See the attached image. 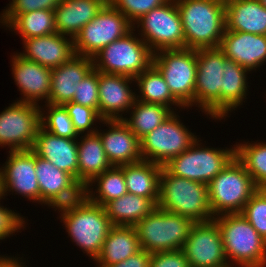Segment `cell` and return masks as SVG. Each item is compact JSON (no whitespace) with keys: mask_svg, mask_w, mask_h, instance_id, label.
<instances>
[{"mask_svg":"<svg viewBox=\"0 0 266 267\" xmlns=\"http://www.w3.org/2000/svg\"><path fill=\"white\" fill-rule=\"evenodd\" d=\"M21 260L15 259V257L13 256V258L11 257H7L1 264L0 267H24V265L22 264V262H20ZM22 264V265H21Z\"/></svg>","mask_w":266,"mask_h":267,"instance_id":"47","label":"cell"},{"mask_svg":"<svg viewBox=\"0 0 266 267\" xmlns=\"http://www.w3.org/2000/svg\"><path fill=\"white\" fill-rule=\"evenodd\" d=\"M200 141L197 139L189 149L163 167L172 175L208 185L236 157V147L225 150L204 148Z\"/></svg>","mask_w":266,"mask_h":267,"instance_id":"8","label":"cell"},{"mask_svg":"<svg viewBox=\"0 0 266 267\" xmlns=\"http://www.w3.org/2000/svg\"><path fill=\"white\" fill-rule=\"evenodd\" d=\"M141 39L153 54L161 50L185 48L182 19L175 0L152 9L137 22Z\"/></svg>","mask_w":266,"mask_h":267,"instance_id":"10","label":"cell"},{"mask_svg":"<svg viewBox=\"0 0 266 267\" xmlns=\"http://www.w3.org/2000/svg\"><path fill=\"white\" fill-rule=\"evenodd\" d=\"M162 167L146 160L123 165L128 193L150 198L157 205Z\"/></svg>","mask_w":266,"mask_h":267,"instance_id":"26","label":"cell"},{"mask_svg":"<svg viewBox=\"0 0 266 267\" xmlns=\"http://www.w3.org/2000/svg\"><path fill=\"white\" fill-rule=\"evenodd\" d=\"M193 224L187 217L156 207L144 219L138 221L134 228L141 249L156 253L182 249Z\"/></svg>","mask_w":266,"mask_h":267,"instance_id":"5","label":"cell"},{"mask_svg":"<svg viewBox=\"0 0 266 267\" xmlns=\"http://www.w3.org/2000/svg\"><path fill=\"white\" fill-rule=\"evenodd\" d=\"M134 78L99 72V106L98 113L103 120H122L120 112L128 111L136 100L128 83Z\"/></svg>","mask_w":266,"mask_h":267,"instance_id":"17","label":"cell"},{"mask_svg":"<svg viewBox=\"0 0 266 267\" xmlns=\"http://www.w3.org/2000/svg\"><path fill=\"white\" fill-rule=\"evenodd\" d=\"M97 182L96 193L90 191V201L92 203L105 206L108 202L118 199L128 193L125 184L123 165L112 166L100 175L96 176L90 186ZM96 194V196L94 195Z\"/></svg>","mask_w":266,"mask_h":267,"instance_id":"35","label":"cell"},{"mask_svg":"<svg viewBox=\"0 0 266 267\" xmlns=\"http://www.w3.org/2000/svg\"><path fill=\"white\" fill-rule=\"evenodd\" d=\"M93 68V58L74 55L68 62L52 69L51 89L47 103L71 102L78 84Z\"/></svg>","mask_w":266,"mask_h":267,"instance_id":"23","label":"cell"},{"mask_svg":"<svg viewBox=\"0 0 266 267\" xmlns=\"http://www.w3.org/2000/svg\"><path fill=\"white\" fill-rule=\"evenodd\" d=\"M130 118H123L122 121L134 132L139 140L156 127L163 123L174 110L165 105L146 103L135 100L131 107Z\"/></svg>","mask_w":266,"mask_h":267,"instance_id":"32","label":"cell"},{"mask_svg":"<svg viewBox=\"0 0 266 267\" xmlns=\"http://www.w3.org/2000/svg\"><path fill=\"white\" fill-rule=\"evenodd\" d=\"M152 64L160 71L172 95L184 106L194 104L197 50L171 49L153 54Z\"/></svg>","mask_w":266,"mask_h":267,"instance_id":"7","label":"cell"},{"mask_svg":"<svg viewBox=\"0 0 266 267\" xmlns=\"http://www.w3.org/2000/svg\"><path fill=\"white\" fill-rule=\"evenodd\" d=\"M48 112L45 116L41 111V127L47 132L68 139H77L73 123L64 105L47 103Z\"/></svg>","mask_w":266,"mask_h":267,"instance_id":"38","label":"cell"},{"mask_svg":"<svg viewBox=\"0 0 266 267\" xmlns=\"http://www.w3.org/2000/svg\"><path fill=\"white\" fill-rule=\"evenodd\" d=\"M64 106L78 135L84 133L86 130V134H94L97 132V128L96 130L95 127L93 129L92 125H96L94 122L97 120L102 122L103 119L95 109L74 103L72 101L65 103Z\"/></svg>","mask_w":266,"mask_h":267,"instance_id":"40","label":"cell"},{"mask_svg":"<svg viewBox=\"0 0 266 267\" xmlns=\"http://www.w3.org/2000/svg\"><path fill=\"white\" fill-rule=\"evenodd\" d=\"M62 217V218H61ZM68 235L94 261L100 255L104 241L113 227L103 206L90 200L71 213L60 216Z\"/></svg>","mask_w":266,"mask_h":267,"instance_id":"9","label":"cell"},{"mask_svg":"<svg viewBox=\"0 0 266 267\" xmlns=\"http://www.w3.org/2000/svg\"><path fill=\"white\" fill-rule=\"evenodd\" d=\"M141 250L134 226H113L96 258L98 265H111L126 260Z\"/></svg>","mask_w":266,"mask_h":267,"instance_id":"27","label":"cell"},{"mask_svg":"<svg viewBox=\"0 0 266 267\" xmlns=\"http://www.w3.org/2000/svg\"><path fill=\"white\" fill-rule=\"evenodd\" d=\"M90 183L75 179L70 185L55 194L47 203L62 213L61 216L82 208L90 200Z\"/></svg>","mask_w":266,"mask_h":267,"instance_id":"37","label":"cell"},{"mask_svg":"<svg viewBox=\"0 0 266 267\" xmlns=\"http://www.w3.org/2000/svg\"><path fill=\"white\" fill-rule=\"evenodd\" d=\"M35 173L39 184V203L46 204L55 194L70 185L75 178L36 155Z\"/></svg>","mask_w":266,"mask_h":267,"instance_id":"34","label":"cell"},{"mask_svg":"<svg viewBox=\"0 0 266 267\" xmlns=\"http://www.w3.org/2000/svg\"><path fill=\"white\" fill-rule=\"evenodd\" d=\"M99 71L94 67L79 82L72 102L91 107L98 112L99 106Z\"/></svg>","mask_w":266,"mask_h":267,"instance_id":"41","label":"cell"},{"mask_svg":"<svg viewBox=\"0 0 266 267\" xmlns=\"http://www.w3.org/2000/svg\"><path fill=\"white\" fill-rule=\"evenodd\" d=\"M83 137H80L81 142L77 141L78 179L90 183L112 165L104 152L102 141L97 133L85 134Z\"/></svg>","mask_w":266,"mask_h":267,"instance_id":"29","label":"cell"},{"mask_svg":"<svg viewBox=\"0 0 266 267\" xmlns=\"http://www.w3.org/2000/svg\"><path fill=\"white\" fill-rule=\"evenodd\" d=\"M134 28L122 38L102 48L93 57V67L102 73L135 78L144 72L153 60L148 45L133 35Z\"/></svg>","mask_w":266,"mask_h":267,"instance_id":"6","label":"cell"},{"mask_svg":"<svg viewBox=\"0 0 266 267\" xmlns=\"http://www.w3.org/2000/svg\"><path fill=\"white\" fill-rule=\"evenodd\" d=\"M168 0H108V3L121 12L135 28L137 22L142 16L152 9H155Z\"/></svg>","mask_w":266,"mask_h":267,"instance_id":"42","label":"cell"},{"mask_svg":"<svg viewBox=\"0 0 266 267\" xmlns=\"http://www.w3.org/2000/svg\"><path fill=\"white\" fill-rule=\"evenodd\" d=\"M214 220L219 225L224 253L229 265L266 266V241L244 216L240 213L224 214L214 217Z\"/></svg>","mask_w":266,"mask_h":267,"instance_id":"3","label":"cell"},{"mask_svg":"<svg viewBox=\"0 0 266 267\" xmlns=\"http://www.w3.org/2000/svg\"><path fill=\"white\" fill-rule=\"evenodd\" d=\"M226 29L266 35V8L258 0H225Z\"/></svg>","mask_w":266,"mask_h":267,"instance_id":"25","label":"cell"},{"mask_svg":"<svg viewBox=\"0 0 266 267\" xmlns=\"http://www.w3.org/2000/svg\"><path fill=\"white\" fill-rule=\"evenodd\" d=\"M108 0H62L54 10L57 33L74 39Z\"/></svg>","mask_w":266,"mask_h":267,"instance_id":"24","label":"cell"},{"mask_svg":"<svg viewBox=\"0 0 266 267\" xmlns=\"http://www.w3.org/2000/svg\"><path fill=\"white\" fill-rule=\"evenodd\" d=\"M151 256L152 253L141 249L124 261L111 265H99L97 267H150Z\"/></svg>","mask_w":266,"mask_h":267,"instance_id":"46","label":"cell"},{"mask_svg":"<svg viewBox=\"0 0 266 267\" xmlns=\"http://www.w3.org/2000/svg\"><path fill=\"white\" fill-rule=\"evenodd\" d=\"M150 267H190L182 249L152 253Z\"/></svg>","mask_w":266,"mask_h":267,"instance_id":"44","label":"cell"},{"mask_svg":"<svg viewBox=\"0 0 266 267\" xmlns=\"http://www.w3.org/2000/svg\"><path fill=\"white\" fill-rule=\"evenodd\" d=\"M182 19L185 48H218L226 29L225 0H175Z\"/></svg>","mask_w":266,"mask_h":267,"instance_id":"1","label":"cell"},{"mask_svg":"<svg viewBox=\"0 0 266 267\" xmlns=\"http://www.w3.org/2000/svg\"><path fill=\"white\" fill-rule=\"evenodd\" d=\"M5 166L0 168L1 198L7 191L16 192L39 202V184L35 173L36 154L30 150L9 151Z\"/></svg>","mask_w":266,"mask_h":267,"instance_id":"16","label":"cell"},{"mask_svg":"<svg viewBox=\"0 0 266 267\" xmlns=\"http://www.w3.org/2000/svg\"><path fill=\"white\" fill-rule=\"evenodd\" d=\"M12 74L16 85L21 90L23 101L38 104V101L46 99L48 102L51 89L52 69L24 59L18 53L12 56Z\"/></svg>","mask_w":266,"mask_h":267,"instance_id":"20","label":"cell"},{"mask_svg":"<svg viewBox=\"0 0 266 267\" xmlns=\"http://www.w3.org/2000/svg\"><path fill=\"white\" fill-rule=\"evenodd\" d=\"M6 27L21 34L23 40L57 33L54 10L50 9L19 14Z\"/></svg>","mask_w":266,"mask_h":267,"instance_id":"33","label":"cell"},{"mask_svg":"<svg viewBox=\"0 0 266 267\" xmlns=\"http://www.w3.org/2000/svg\"><path fill=\"white\" fill-rule=\"evenodd\" d=\"M236 147V158L245 166L258 189H266V143H244Z\"/></svg>","mask_w":266,"mask_h":267,"instance_id":"36","label":"cell"},{"mask_svg":"<svg viewBox=\"0 0 266 267\" xmlns=\"http://www.w3.org/2000/svg\"><path fill=\"white\" fill-rule=\"evenodd\" d=\"M7 258V256L5 257V256H0V264L5 260Z\"/></svg>","mask_w":266,"mask_h":267,"instance_id":"49","label":"cell"},{"mask_svg":"<svg viewBox=\"0 0 266 267\" xmlns=\"http://www.w3.org/2000/svg\"><path fill=\"white\" fill-rule=\"evenodd\" d=\"M262 6L266 8V0H258Z\"/></svg>","mask_w":266,"mask_h":267,"instance_id":"48","label":"cell"},{"mask_svg":"<svg viewBox=\"0 0 266 267\" xmlns=\"http://www.w3.org/2000/svg\"><path fill=\"white\" fill-rule=\"evenodd\" d=\"M25 53H18L24 59L37 62L50 69L68 62L75 54L72 38L60 33L32 37L23 40Z\"/></svg>","mask_w":266,"mask_h":267,"instance_id":"21","label":"cell"},{"mask_svg":"<svg viewBox=\"0 0 266 267\" xmlns=\"http://www.w3.org/2000/svg\"><path fill=\"white\" fill-rule=\"evenodd\" d=\"M257 190L251 175L235 157L208 184L209 204L213 216L241 213Z\"/></svg>","mask_w":266,"mask_h":267,"instance_id":"4","label":"cell"},{"mask_svg":"<svg viewBox=\"0 0 266 267\" xmlns=\"http://www.w3.org/2000/svg\"><path fill=\"white\" fill-rule=\"evenodd\" d=\"M77 141L55 136L40 127L31 150L40 158L78 179Z\"/></svg>","mask_w":266,"mask_h":267,"instance_id":"22","label":"cell"},{"mask_svg":"<svg viewBox=\"0 0 266 267\" xmlns=\"http://www.w3.org/2000/svg\"><path fill=\"white\" fill-rule=\"evenodd\" d=\"M109 130L100 136L104 152L112 166L142 161L140 140L122 120H103Z\"/></svg>","mask_w":266,"mask_h":267,"instance_id":"18","label":"cell"},{"mask_svg":"<svg viewBox=\"0 0 266 267\" xmlns=\"http://www.w3.org/2000/svg\"><path fill=\"white\" fill-rule=\"evenodd\" d=\"M249 70L225 57L222 81V119L246 98L247 75Z\"/></svg>","mask_w":266,"mask_h":267,"instance_id":"30","label":"cell"},{"mask_svg":"<svg viewBox=\"0 0 266 267\" xmlns=\"http://www.w3.org/2000/svg\"><path fill=\"white\" fill-rule=\"evenodd\" d=\"M62 0H12L0 16V22L7 26L17 15L31 11L55 10Z\"/></svg>","mask_w":266,"mask_h":267,"instance_id":"43","label":"cell"},{"mask_svg":"<svg viewBox=\"0 0 266 267\" xmlns=\"http://www.w3.org/2000/svg\"><path fill=\"white\" fill-rule=\"evenodd\" d=\"M225 55L219 48L197 50L194 104L213 119H222ZM221 118V119H220Z\"/></svg>","mask_w":266,"mask_h":267,"instance_id":"11","label":"cell"},{"mask_svg":"<svg viewBox=\"0 0 266 267\" xmlns=\"http://www.w3.org/2000/svg\"><path fill=\"white\" fill-rule=\"evenodd\" d=\"M24 223L25 220L20 214L0 205V240L10 237L22 227L25 228Z\"/></svg>","mask_w":266,"mask_h":267,"instance_id":"45","label":"cell"},{"mask_svg":"<svg viewBox=\"0 0 266 267\" xmlns=\"http://www.w3.org/2000/svg\"><path fill=\"white\" fill-rule=\"evenodd\" d=\"M266 241V189H258L240 213Z\"/></svg>","mask_w":266,"mask_h":267,"instance_id":"39","label":"cell"},{"mask_svg":"<svg viewBox=\"0 0 266 267\" xmlns=\"http://www.w3.org/2000/svg\"><path fill=\"white\" fill-rule=\"evenodd\" d=\"M134 79L138 84L139 92H141L140 96L136 95V100L165 105L170 108H172V104L184 108V106L172 95L165 79L153 64Z\"/></svg>","mask_w":266,"mask_h":267,"instance_id":"31","label":"cell"},{"mask_svg":"<svg viewBox=\"0 0 266 267\" xmlns=\"http://www.w3.org/2000/svg\"><path fill=\"white\" fill-rule=\"evenodd\" d=\"M41 107L15 101L0 113V146L10 151L32 149L41 127Z\"/></svg>","mask_w":266,"mask_h":267,"instance_id":"14","label":"cell"},{"mask_svg":"<svg viewBox=\"0 0 266 267\" xmlns=\"http://www.w3.org/2000/svg\"><path fill=\"white\" fill-rule=\"evenodd\" d=\"M218 48L249 71L266 62V35L225 30Z\"/></svg>","mask_w":266,"mask_h":267,"instance_id":"19","label":"cell"},{"mask_svg":"<svg viewBox=\"0 0 266 267\" xmlns=\"http://www.w3.org/2000/svg\"><path fill=\"white\" fill-rule=\"evenodd\" d=\"M157 207L187 217L194 223L214 219L210 210L208 185L172 175L164 167L160 173Z\"/></svg>","mask_w":266,"mask_h":267,"instance_id":"2","label":"cell"},{"mask_svg":"<svg viewBox=\"0 0 266 267\" xmlns=\"http://www.w3.org/2000/svg\"><path fill=\"white\" fill-rule=\"evenodd\" d=\"M132 29L133 24L107 3L73 39L75 54L93 58L102 48L122 38Z\"/></svg>","mask_w":266,"mask_h":267,"instance_id":"12","label":"cell"},{"mask_svg":"<svg viewBox=\"0 0 266 267\" xmlns=\"http://www.w3.org/2000/svg\"><path fill=\"white\" fill-rule=\"evenodd\" d=\"M182 250L190 267H233L227 262L221 231L214 219L194 223Z\"/></svg>","mask_w":266,"mask_h":267,"instance_id":"15","label":"cell"},{"mask_svg":"<svg viewBox=\"0 0 266 267\" xmlns=\"http://www.w3.org/2000/svg\"><path fill=\"white\" fill-rule=\"evenodd\" d=\"M156 207L157 205L150 198L130 193H126L104 206L113 226H134Z\"/></svg>","mask_w":266,"mask_h":267,"instance_id":"28","label":"cell"},{"mask_svg":"<svg viewBox=\"0 0 266 267\" xmlns=\"http://www.w3.org/2000/svg\"><path fill=\"white\" fill-rule=\"evenodd\" d=\"M173 112L163 123L140 140L143 160L164 166L189 149L197 140Z\"/></svg>","mask_w":266,"mask_h":267,"instance_id":"13","label":"cell"}]
</instances>
